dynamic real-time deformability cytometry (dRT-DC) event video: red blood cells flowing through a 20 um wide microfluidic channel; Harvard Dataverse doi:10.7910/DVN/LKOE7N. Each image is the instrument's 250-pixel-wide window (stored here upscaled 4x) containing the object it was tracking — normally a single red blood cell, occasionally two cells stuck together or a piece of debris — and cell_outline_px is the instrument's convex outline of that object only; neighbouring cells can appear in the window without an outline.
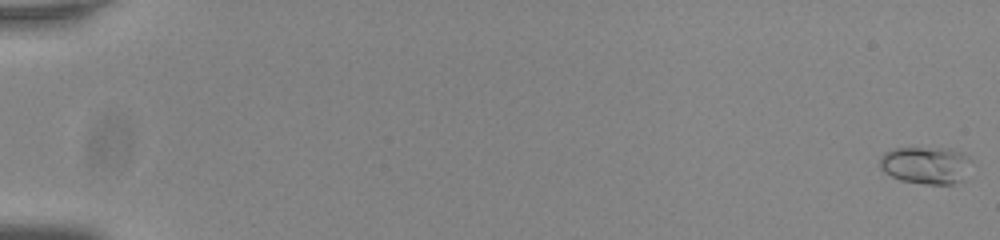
{"species": "common noctule bat (a hibernating species)", "species_latin": "Nyctalus noctula", "temperature_condition": "room temperature", "stored_images_in_passage": 56, "camera_frame_rate_fps": 3000, "um_per_image_px": 0.085, "animal": {"sex": "male", "body_mass_g": 20.0, "forearm_length_mm": 53.3}, "frame": {"image": 1, "passage_image": 1, "time_ms": 0.0, "image_size_px": [1000, 240], "cell_outline_px": [[972, 160], [968, 180], [952, 184], [924, 184], [900, 180], [884, 172], [880, 168], [880, 156], [884, 152], [892, 148], [952, 148], [964, 152]], "centroid_in_image_um": [78.78, 14.04], "position_along_channel_um": 6.2, "area_um2": 20.69}}
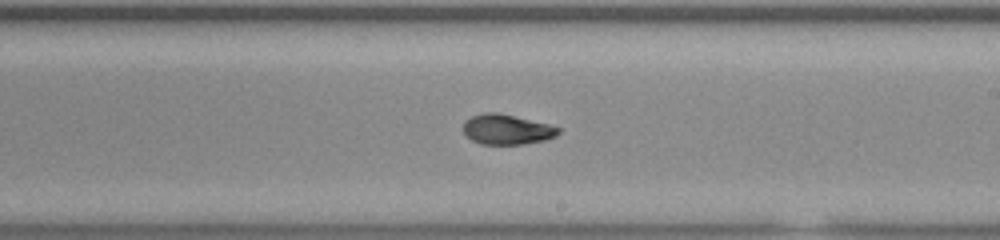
{"frame": {"image": 2, "passage_image": 35, "time_ms": 11.333, "image_size_px": [1000, 240], "cell_outline_px": [[560, 132], [556, 136], [544, 140], [524, 144], [480, 144], [464, 136], [464, 120], [472, 116], [484, 112], [496, 112], [552, 124], [560, 128]], "centroid_in_image_um": [43.08, 11.0], "position_along_channel_um": 245.9, "area_um2": 16.88}}
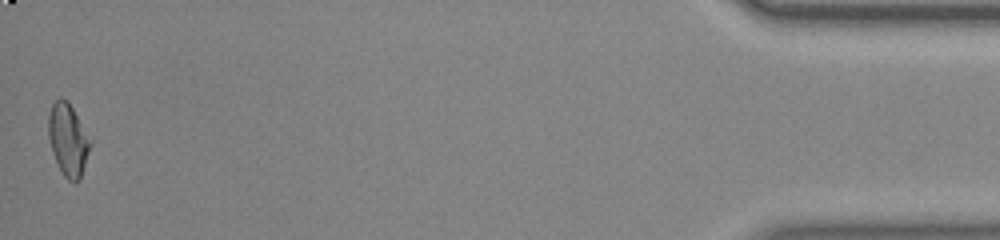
{"frame": {"image": 3, "passage_image": 56, "time_ms": 18.333, "image_size_px": [1000, 240], "cell_outline_px": [[92, 144], [80, 180], [76, 184], [68, 180], [64, 176], [52, 152], [48, 136], [48, 116], [52, 104], [60, 96], [68, 100], [92, 140]], "centroid_in_image_um": [5.81, 11.87], "position_along_channel_um": 429.4, "area_um2": 17.92}, "authors_computed_cell_mechanics": {"area_um2": 16.762, "velocity_mm_per_s": 3.8012, "shape_relaxation_time_tau1_ms": 4.8831, "shape_relaxation_time_tau2_ms": 1.7376, "deformation_change_tau1": 0.1599, "deformation_change_tau2": 0.0688}}